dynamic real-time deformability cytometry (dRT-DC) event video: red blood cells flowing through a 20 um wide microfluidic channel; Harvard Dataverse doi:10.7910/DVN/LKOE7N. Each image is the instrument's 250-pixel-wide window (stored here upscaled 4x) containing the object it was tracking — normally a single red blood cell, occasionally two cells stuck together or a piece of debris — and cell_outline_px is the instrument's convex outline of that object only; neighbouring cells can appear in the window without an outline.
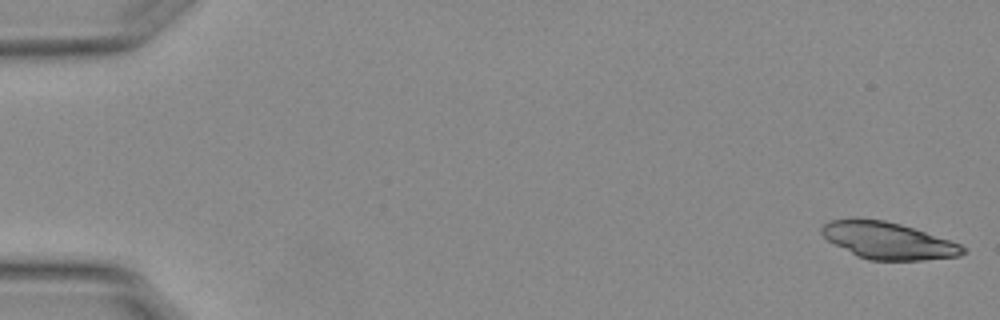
{"species": "Egyptian fruit bat (a non-hibernating species)", "species_latin": "Rousettus aegyptiacus", "temperature_condition": "warm", "stored_images_in_passage": 18, "camera_frame_rate_fps": 3000, "um_per_image_px": 0.085, "animal": {"sex": "female"}, "frame": {"image": 1, "passage_image": 1, "time_ms": 0.0, "image_size_px": [1000, 320], "cell_outline_px": [[968, 252], [960, 256], [924, 260], [868, 260], [856, 256], [828, 240], [820, 232], [820, 228], [824, 224], [832, 220], [856, 216], [884, 220], [900, 224], [960, 244], [968, 248]], "centroid_in_image_um": [75.46, 20.44], "position_along_channel_um": 9.5, "area_um2": 30.58}}
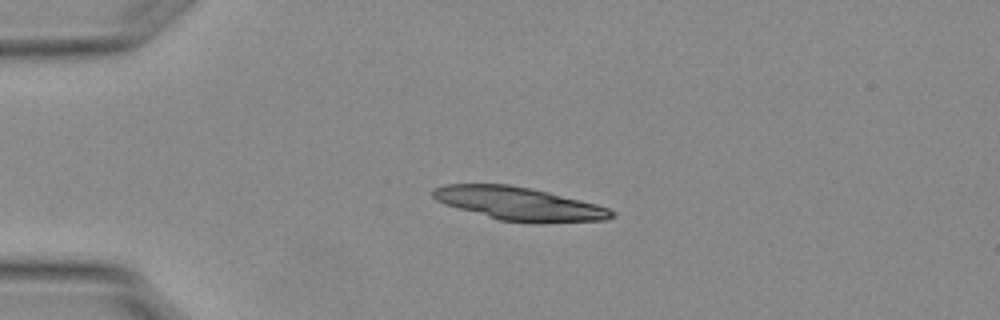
{"frame": {"image": 2, "passage_image": 13, "time_ms": 4.0, "image_size_px": [1000, 320], "cell_outline_px": [[616, 216], [608, 220], [500, 220], [444, 204], [436, 200], [432, 196], [432, 188], [444, 184], [508, 184], [548, 192], [596, 204], [608, 208], [616, 212]], "centroid_in_image_um": [44.04, 17.26], "position_along_channel_um": 41.0, "area_um2": 33.23}}